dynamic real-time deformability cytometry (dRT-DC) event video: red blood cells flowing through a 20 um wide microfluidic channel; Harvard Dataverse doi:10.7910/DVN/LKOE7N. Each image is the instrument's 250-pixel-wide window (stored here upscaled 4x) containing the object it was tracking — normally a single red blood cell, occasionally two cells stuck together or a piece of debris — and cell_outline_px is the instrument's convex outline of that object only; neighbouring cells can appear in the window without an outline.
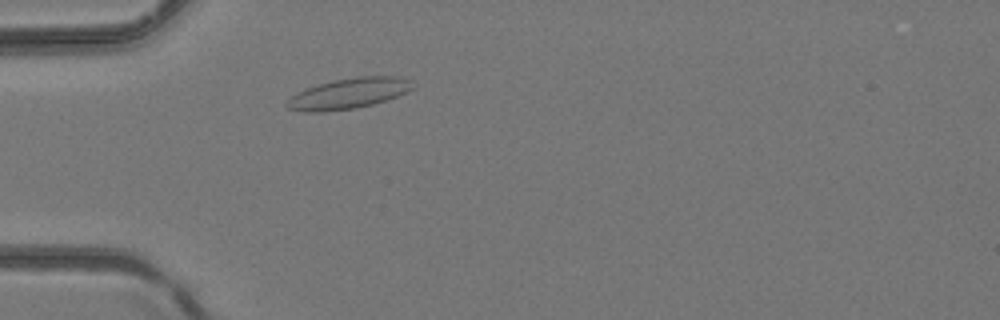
{"species": "common noctule bat (a hibernating species)", "species_latin": "Nyctalus noctula", "temperature_condition": "room temperature", "stored_images_in_passage": 33, "camera_frame_rate_fps": 3000, "um_per_image_px": 0.085, "animal": {"sex": "female", "body_mass_g": 24.6, "forearm_length_mm": 56.2}, "frame": {"image": 1, "passage_image": 3, "time_ms": 0.667, "image_size_px": [1000, 320], "cell_outline_px": [[416, 88], [408, 92], [372, 104], [356, 108], [324, 112], [304, 112], [288, 108], [284, 104], [296, 92], [304, 88], [332, 80], [356, 76], [396, 76], [408, 80]], "centroid_in_image_um": [29.59, 7.94], "position_along_channel_um": 55.4, "area_um2": 22.54}}
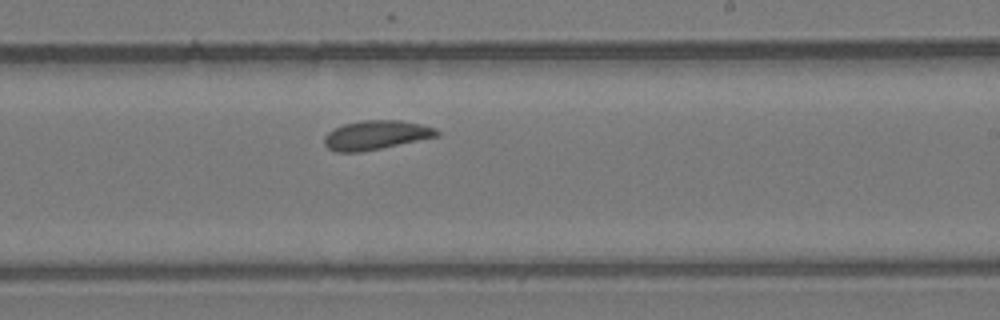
{"frame": {"image": 2, "passage_image": 16, "time_ms": 5.0, "image_size_px": [1000, 320], "cell_outline_px": [[440, 136], [360, 152], [336, 152], [328, 148], [324, 144], [324, 136], [328, 132], [344, 124], [364, 120], [400, 120], [420, 124], [436, 128], [440, 132]], "centroid_in_image_um": [31.97, 11.48], "position_along_channel_um": 257.0, "area_um2": 19.02}}
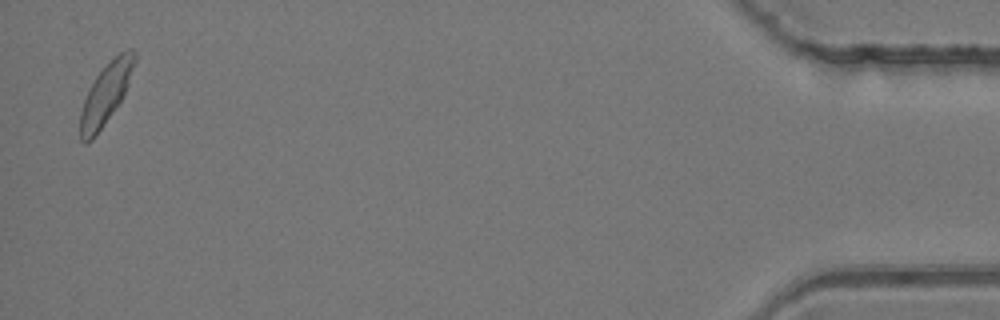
{"frame": {"image": 3, "passage_image": 32, "time_ms": 10.333, "image_size_px": [1000, 320], "cell_outline_px": [[136, 60], [128, 84], [120, 100], [92, 140], [88, 144], [84, 144], [80, 140], [80, 112], [84, 100], [96, 76], [120, 52], [128, 48], [132, 48], [136, 52]], "centroid_in_image_um": [8.98, 7.98], "position_along_channel_um": 426.2, "area_um2": 18.61}}